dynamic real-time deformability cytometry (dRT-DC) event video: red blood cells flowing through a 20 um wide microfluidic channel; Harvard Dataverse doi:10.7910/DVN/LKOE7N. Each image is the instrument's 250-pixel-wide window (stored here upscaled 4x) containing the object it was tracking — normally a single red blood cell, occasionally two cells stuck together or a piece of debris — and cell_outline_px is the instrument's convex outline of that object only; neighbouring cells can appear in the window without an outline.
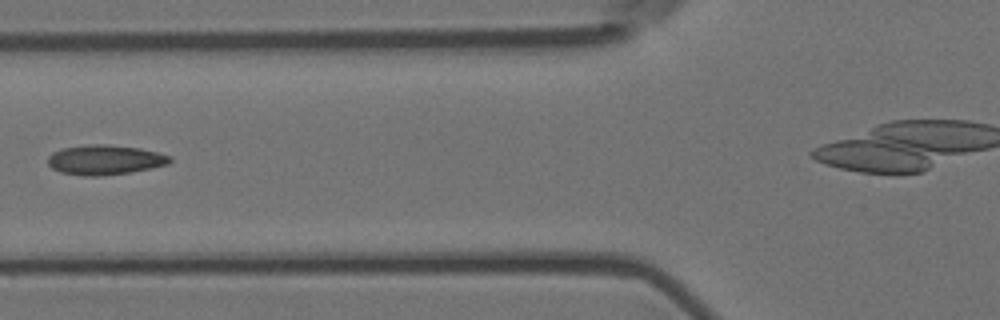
{"species": "Egyptian fruit bat (a non-hibernating species)", "species_latin": "Rousettus aegyptiacus", "temperature_condition": "room temperature", "stored_images_in_passage": 5, "camera_frame_rate_fps": 3000, "um_per_image_px": 0.085, "animal": {"sex": "female"}, "frame": {"image": 1, "passage_image": 4, "time_ms": 1.0, "image_size_px": [1000, 320], "cell_outline_px": [[172, 160], [168, 164], [152, 168], [132, 172], [100, 176], [84, 176], [60, 172], [52, 168], [48, 164], [48, 156], [52, 152], [60, 148], [92, 144], [108, 144], [140, 148], [172, 156]], "centroid_in_image_um": [8.91, 13.58], "position_along_channel_um": 116.9, "area_um2": 21.39}}
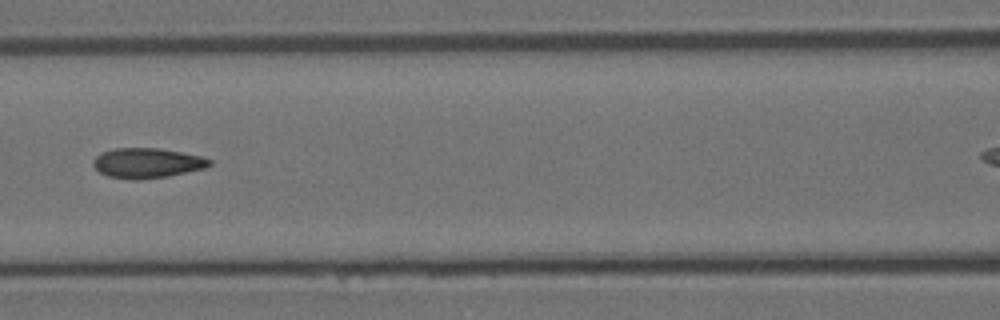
{"frame": {"image": 2, "passage_image": 5, "time_ms": 1.333, "image_size_px": [1000, 320], "cell_outline_px": [[212, 164], [204, 168], [168, 176], [136, 180], [108, 176], [100, 172], [92, 164], [92, 160], [100, 152], [112, 148], [156, 148], [204, 156], [212, 160]], "centroid_in_image_um": [12.49, 13.85], "position_along_channel_um": 154.1, "area_um2": 20.35}}